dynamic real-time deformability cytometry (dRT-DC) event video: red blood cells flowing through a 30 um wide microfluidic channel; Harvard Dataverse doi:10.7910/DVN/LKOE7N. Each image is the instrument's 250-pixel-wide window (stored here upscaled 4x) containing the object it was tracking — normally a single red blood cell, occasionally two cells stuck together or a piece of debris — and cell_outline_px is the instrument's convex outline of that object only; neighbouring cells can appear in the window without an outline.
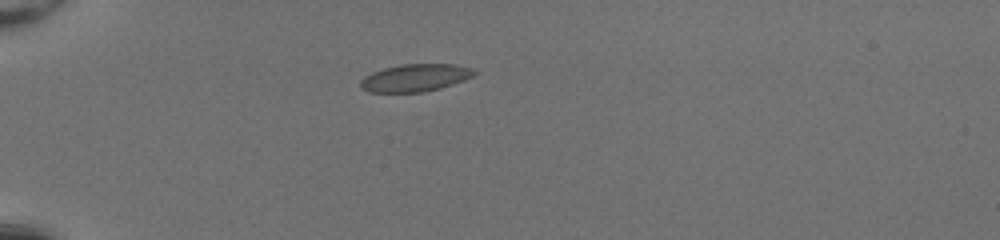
{"species": "common noctule bat (a hibernating species)", "species_latin": "Nyctalus noctula", "temperature_condition": "room temperature", "stored_images_in_passage": 36, "camera_frame_rate_fps": 3000, "um_per_image_px": 0.085, "animal": {"sex": "female", "body_mass_g": 20.0, "forearm_length_mm": 54.0}, "frame": {"image": 1, "passage_image": 1, "time_ms": 0.0, "image_size_px": [1000, 240], "cell_outline_px": [[480, 72], [464, 80], [440, 88], [424, 92], [368, 92], [360, 88], [360, 80], [364, 76], [372, 72], [384, 68], [404, 64], [452, 64], [472, 68]], "centroid_in_image_um": [35.28, 6.61], "position_along_channel_um": 49.7, "area_um2": 18.26}}
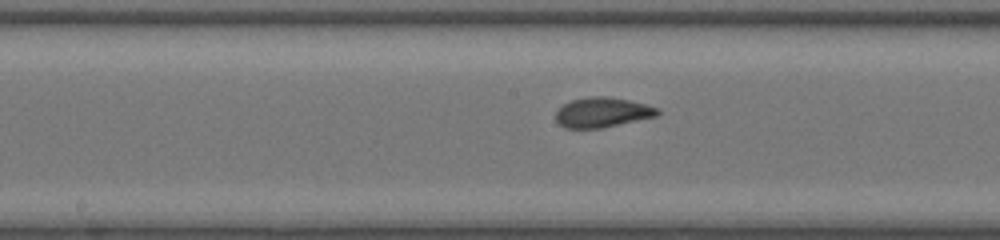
{"frame": {"image": 2, "passage_image": 14, "time_ms": 4.333, "image_size_px": [1000, 240], "cell_outline_px": [[660, 116], [600, 128], [564, 128], [556, 120], [556, 112], [564, 104], [572, 100], [592, 96], [608, 96], [628, 100], [660, 108]], "centroid_in_image_um": [51.24, 9.55], "position_along_channel_um": 197.0, "area_um2": 17.74}}
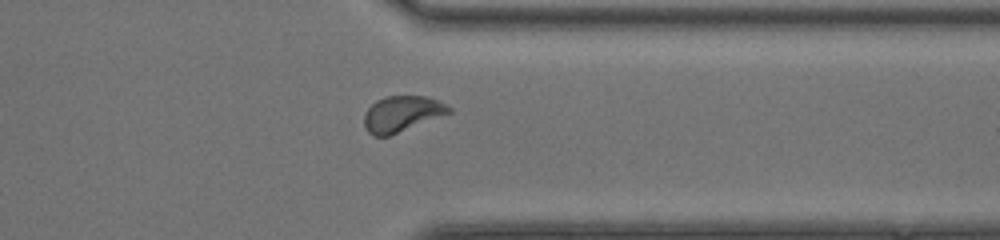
{"frame": {"image": 3, "passage_image": 27, "time_ms": 8.667, "image_size_px": [1000, 240], "cell_outline_px": [[452, 112], [388, 136], [372, 136], [368, 132], [364, 124], [364, 112], [376, 100], [384, 96], [424, 96], [440, 100], [448, 104], [452, 108]], "centroid_in_image_um": [34.17, 9.66], "position_along_channel_um": 377.2, "area_um2": 17.74}, "authors_computed_cell_mechanics": {"area_um2": 17.7446, "velocity_mm_per_s": 4.1792, "shape_relaxation_time_tau1_ms": 9.9212, "shape_relaxation_time_tau2_ms": 0.5146, "deformation_change_tau1": 0.2184, "deformation_change_tau2": 0.0576}}